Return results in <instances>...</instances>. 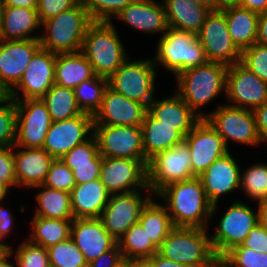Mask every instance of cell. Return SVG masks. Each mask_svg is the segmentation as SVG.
<instances>
[{"label":"cell","instance_id":"6da1fadb","mask_svg":"<svg viewBox=\"0 0 267 267\" xmlns=\"http://www.w3.org/2000/svg\"><path fill=\"white\" fill-rule=\"evenodd\" d=\"M155 197L166 207L174 227L210 229L213 204L199 177L169 184Z\"/></svg>","mask_w":267,"mask_h":267},{"label":"cell","instance_id":"7a4b0ae2","mask_svg":"<svg viewBox=\"0 0 267 267\" xmlns=\"http://www.w3.org/2000/svg\"><path fill=\"white\" fill-rule=\"evenodd\" d=\"M228 66L207 62L179 73L174 81L175 92L202 119L201 110L223 94L226 97ZM216 98V99H215Z\"/></svg>","mask_w":267,"mask_h":267},{"label":"cell","instance_id":"3957f363","mask_svg":"<svg viewBox=\"0 0 267 267\" xmlns=\"http://www.w3.org/2000/svg\"><path fill=\"white\" fill-rule=\"evenodd\" d=\"M114 23L93 21L84 36L81 52L97 76L109 78L130 57Z\"/></svg>","mask_w":267,"mask_h":267},{"label":"cell","instance_id":"277c9868","mask_svg":"<svg viewBox=\"0 0 267 267\" xmlns=\"http://www.w3.org/2000/svg\"><path fill=\"white\" fill-rule=\"evenodd\" d=\"M155 56H151L157 69L163 66L169 74L179 73L208 62L197 34L168 27L156 41Z\"/></svg>","mask_w":267,"mask_h":267},{"label":"cell","instance_id":"5b68a950","mask_svg":"<svg viewBox=\"0 0 267 267\" xmlns=\"http://www.w3.org/2000/svg\"><path fill=\"white\" fill-rule=\"evenodd\" d=\"M92 22L80 1L75 7L42 22L41 48L56 54L81 51L87 28Z\"/></svg>","mask_w":267,"mask_h":267},{"label":"cell","instance_id":"8992f818","mask_svg":"<svg viewBox=\"0 0 267 267\" xmlns=\"http://www.w3.org/2000/svg\"><path fill=\"white\" fill-rule=\"evenodd\" d=\"M131 56L108 78V86L126 98L151 105L155 97L158 69L151 57L130 59Z\"/></svg>","mask_w":267,"mask_h":267},{"label":"cell","instance_id":"52a82bcc","mask_svg":"<svg viewBox=\"0 0 267 267\" xmlns=\"http://www.w3.org/2000/svg\"><path fill=\"white\" fill-rule=\"evenodd\" d=\"M241 198L231 202L220 214L212 234L209 229L210 241L215 255L224 256L237 245H241L247 238L250 230L259 223L257 203L252 206Z\"/></svg>","mask_w":267,"mask_h":267},{"label":"cell","instance_id":"ba28073f","mask_svg":"<svg viewBox=\"0 0 267 267\" xmlns=\"http://www.w3.org/2000/svg\"><path fill=\"white\" fill-rule=\"evenodd\" d=\"M220 104H217L216 109L205 111L204 119L223 138L226 147L230 150V143H235L259 148L262 141L253 110L235 107L225 102Z\"/></svg>","mask_w":267,"mask_h":267},{"label":"cell","instance_id":"9c48e42d","mask_svg":"<svg viewBox=\"0 0 267 267\" xmlns=\"http://www.w3.org/2000/svg\"><path fill=\"white\" fill-rule=\"evenodd\" d=\"M159 255L190 267H200L214 256L209 229L175 227L158 247Z\"/></svg>","mask_w":267,"mask_h":267},{"label":"cell","instance_id":"30bf717a","mask_svg":"<svg viewBox=\"0 0 267 267\" xmlns=\"http://www.w3.org/2000/svg\"><path fill=\"white\" fill-rule=\"evenodd\" d=\"M191 154L185 140L151 158L147 165V182L156 195L175 182L193 178Z\"/></svg>","mask_w":267,"mask_h":267},{"label":"cell","instance_id":"8fae6325","mask_svg":"<svg viewBox=\"0 0 267 267\" xmlns=\"http://www.w3.org/2000/svg\"><path fill=\"white\" fill-rule=\"evenodd\" d=\"M154 196L151 189L111 194L99 217L103 227L118 241L133 224L139 221L143 208Z\"/></svg>","mask_w":267,"mask_h":267},{"label":"cell","instance_id":"7c38bea8","mask_svg":"<svg viewBox=\"0 0 267 267\" xmlns=\"http://www.w3.org/2000/svg\"><path fill=\"white\" fill-rule=\"evenodd\" d=\"M197 37L209 62L230 66L241 60V51L230 37L222 9L210 11Z\"/></svg>","mask_w":267,"mask_h":267},{"label":"cell","instance_id":"4fadbf2b","mask_svg":"<svg viewBox=\"0 0 267 267\" xmlns=\"http://www.w3.org/2000/svg\"><path fill=\"white\" fill-rule=\"evenodd\" d=\"M15 146L42 148L52 124L46 104L41 99L15 100Z\"/></svg>","mask_w":267,"mask_h":267},{"label":"cell","instance_id":"5bb4252c","mask_svg":"<svg viewBox=\"0 0 267 267\" xmlns=\"http://www.w3.org/2000/svg\"><path fill=\"white\" fill-rule=\"evenodd\" d=\"M231 150L214 161L200 176L208 200L213 204L211 222L218 213L219 202L225 195L240 190L241 166ZM218 207V208H217Z\"/></svg>","mask_w":267,"mask_h":267},{"label":"cell","instance_id":"9a60e30c","mask_svg":"<svg viewBox=\"0 0 267 267\" xmlns=\"http://www.w3.org/2000/svg\"><path fill=\"white\" fill-rule=\"evenodd\" d=\"M93 135L104 157L147 160L141 126L93 125Z\"/></svg>","mask_w":267,"mask_h":267},{"label":"cell","instance_id":"2e32d148","mask_svg":"<svg viewBox=\"0 0 267 267\" xmlns=\"http://www.w3.org/2000/svg\"><path fill=\"white\" fill-rule=\"evenodd\" d=\"M148 162L103 156L99 179L110 194L150 189L147 182Z\"/></svg>","mask_w":267,"mask_h":267},{"label":"cell","instance_id":"e0dca14e","mask_svg":"<svg viewBox=\"0 0 267 267\" xmlns=\"http://www.w3.org/2000/svg\"><path fill=\"white\" fill-rule=\"evenodd\" d=\"M55 61L56 53L40 48L10 96L14 100L41 99L55 84Z\"/></svg>","mask_w":267,"mask_h":267},{"label":"cell","instance_id":"ac0fdd59","mask_svg":"<svg viewBox=\"0 0 267 267\" xmlns=\"http://www.w3.org/2000/svg\"><path fill=\"white\" fill-rule=\"evenodd\" d=\"M224 100L229 105L253 110L267 102V82L239 61L228 66Z\"/></svg>","mask_w":267,"mask_h":267},{"label":"cell","instance_id":"d6986e66","mask_svg":"<svg viewBox=\"0 0 267 267\" xmlns=\"http://www.w3.org/2000/svg\"><path fill=\"white\" fill-rule=\"evenodd\" d=\"M93 135V116L82 113L62 121H52L42 148L54 159H61L73 147Z\"/></svg>","mask_w":267,"mask_h":267},{"label":"cell","instance_id":"ffe728a7","mask_svg":"<svg viewBox=\"0 0 267 267\" xmlns=\"http://www.w3.org/2000/svg\"><path fill=\"white\" fill-rule=\"evenodd\" d=\"M184 140L190 150L194 177H199L214 161L230 151L205 119H201Z\"/></svg>","mask_w":267,"mask_h":267},{"label":"cell","instance_id":"44dd1931","mask_svg":"<svg viewBox=\"0 0 267 267\" xmlns=\"http://www.w3.org/2000/svg\"><path fill=\"white\" fill-rule=\"evenodd\" d=\"M147 112V106L126 98L108 86L101 106L93 116V125L141 126Z\"/></svg>","mask_w":267,"mask_h":267},{"label":"cell","instance_id":"7402d4cb","mask_svg":"<svg viewBox=\"0 0 267 267\" xmlns=\"http://www.w3.org/2000/svg\"><path fill=\"white\" fill-rule=\"evenodd\" d=\"M40 48V40H0V82L9 92L18 84Z\"/></svg>","mask_w":267,"mask_h":267},{"label":"cell","instance_id":"603a6c76","mask_svg":"<svg viewBox=\"0 0 267 267\" xmlns=\"http://www.w3.org/2000/svg\"><path fill=\"white\" fill-rule=\"evenodd\" d=\"M114 20L123 22L132 30L144 34H164L168 29L165 8L162 1L157 0H134Z\"/></svg>","mask_w":267,"mask_h":267},{"label":"cell","instance_id":"cb8c5ba5","mask_svg":"<svg viewBox=\"0 0 267 267\" xmlns=\"http://www.w3.org/2000/svg\"><path fill=\"white\" fill-rule=\"evenodd\" d=\"M70 237L87 263L113 249L118 243L103 227L99 218H74Z\"/></svg>","mask_w":267,"mask_h":267},{"label":"cell","instance_id":"d4e9b609","mask_svg":"<svg viewBox=\"0 0 267 267\" xmlns=\"http://www.w3.org/2000/svg\"><path fill=\"white\" fill-rule=\"evenodd\" d=\"M13 148L17 189L43 185L54 158L43 148Z\"/></svg>","mask_w":267,"mask_h":267},{"label":"cell","instance_id":"484cf974","mask_svg":"<svg viewBox=\"0 0 267 267\" xmlns=\"http://www.w3.org/2000/svg\"><path fill=\"white\" fill-rule=\"evenodd\" d=\"M148 113L162 124L173 126L185 137L200 121V118L174 91L169 96L158 100L148 106Z\"/></svg>","mask_w":267,"mask_h":267},{"label":"cell","instance_id":"4316f807","mask_svg":"<svg viewBox=\"0 0 267 267\" xmlns=\"http://www.w3.org/2000/svg\"><path fill=\"white\" fill-rule=\"evenodd\" d=\"M41 25L37 9L5 6L0 24V40H39L41 34L37 31L41 32Z\"/></svg>","mask_w":267,"mask_h":267},{"label":"cell","instance_id":"83f0119b","mask_svg":"<svg viewBox=\"0 0 267 267\" xmlns=\"http://www.w3.org/2000/svg\"><path fill=\"white\" fill-rule=\"evenodd\" d=\"M110 195L100 179L76 184L70 192L74 218H99Z\"/></svg>","mask_w":267,"mask_h":267},{"label":"cell","instance_id":"f1b7e54d","mask_svg":"<svg viewBox=\"0 0 267 267\" xmlns=\"http://www.w3.org/2000/svg\"><path fill=\"white\" fill-rule=\"evenodd\" d=\"M225 13L230 37L242 52L256 43L259 13L239 5L222 9Z\"/></svg>","mask_w":267,"mask_h":267},{"label":"cell","instance_id":"f546056e","mask_svg":"<svg viewBox=\"0 0 267 267\" xmlns=\"http://www.w3.org/2000/svg\"><path fill=\"white\" fill-rule=\"evenodd\" d=\"M96 76L92 65L81 51L56 54V85L74 89L83 81Z\"/></svg>","mask_w":267,"mask_h":267},{"label":"cell","instance_id":"4dcf8cb0","mask_svg":"<svg viewBox=\"0 0 267 267\" xmlns=\"http://www.w3.org/2000/svg\"><path fill=\"white\" fill-rule=\"evenodd\" d=\"M168 27L197 34L205 23L210 9L188 0H162Z\"/></svg>","mask_w":267,"mask_h":267},{"label":"cell","instance_id":"1f68e13d","mask_svg":"<svg viewBox=\"0 0 267 267\" xmlns=\"http://www.w3.org/2000/svg\"><path fill=\"white\" fill-rule=\"evenodd\" d=\"M145 158L149 161L156 154L181 143L184 137L173 128L162 124L148 112L141 125Z\"/></svg>","mask_w":267,"mask_h":267},{"label":"cell","instance_id":"d6a6232c","mask_svg":"<svg viewBox=\"0 0 267 267\" xmlns=\"http://www.w3.org/2000/svg\"><path fill=\"white\" fill-rule=\"evenodd\" d=\"M35 192V207L33 216H41L51 219H74L71 207L70 193L53 189L44 185L31 188Z\"/></svg>","mask_w":267,"mask_h":267},{"label":"cell","instance_id":"836d02e7","mask_svg":"<svg viewBox=\"0 0 267 267\" xmlns=\"http://www.w3.org/2000/svg\"><path fill=\"white\" fill-rule=\"evenodd\" d=\"M73 219H51L41 216H33L29 221L30 232L26 235L32 243L49 248L59 242L70 238Z\"/></svg>","mask_w":267,"mask_h":267},{"label":"cell","instance_id":"e575fe53","mask_svg":"<svg viewBox=\"0 0 267 267\" xmlns=\"http://www.w3.org/2000/svg\"><path fill=\"white\" fill-rule=\"evenodd\" d=\"M138 222L157 247L160 246L167 235L175 228L166 207L159 202L157 197H153L146 204Z\"/></svg>","mask_w":267,"mask_h":267},{"label":"cell","instance_id":"d590c367","mask_svg":"<svg viewBox=\"0 0 267 267\" xmlns=\"http://www.w3.org/2000/svg\"><path fill=\"white\" fill-rule=\"evenodd\" d=\"M41 100L46 104L52 121H62L82 114L72 88L54 84Z\"/></svg>","mask_w":267,"mask_h":267},{"label":"cell","instance_id":"8d00e7d4","mask_svg":"<svg viewBox=\"0 0 267 267\" xmlns=\"http://www.w3.org/2000/svg\"><path fill=\"white\" fill-rule=\"evenodd\" d=\"M117 243L124 260L149 258L158 252V247L139 222L133 224Z\"/></svg>","mask_w":267,"mask_h":267},{"label":"cell","instance_id":"74e56055","mask_svg":"<svg viewBox=\"0 0 267 267\" xmlns=\"http://www.w3.org/2000/svg\"><path fill=\"white\" fill-rule=\"evenodd\" d=\"M240 191L247 201L257 203L267 198V163L254 162L241 169Z\"/></svg>","mask_w":267,"mask_h":267},{"label":"cell","instance_id":"f35d334b","mask_svg":"<svg viewBox=\"0 0 267 267\" xmlns=\"http://www.w3.org/2000/svg\"><path fill=\"white\" fill-rule=\"evenodd\" d=\"M108 87V78L96 76L83 81L74 88L75 98L82 113L92 116L99 110L104 92Z\"/></svg>","mask_w":267,"mask_h":267},{"label":"cell","instance_id":"ab89813d","mask_svg":"<svg viewBox=\"0 0 267 267\" xmlns=\"http://www.w3.org/2000/svg\"><path fill=\"white\" fill-rule=\"evenodd\" d=\"M14 248L12 244L10 252L14 256L17 267H51L48 257L47 249L41 245L32 243L25 238L23 241L19 240Z\"/></svg>","mask_w":267,"mask_h":267},{"label":"cell","instance_id":"60d3db41","mask_svg":"<svg viewBox=\"0 0 267 267\" xmlns=\"http://www.w3.org/2000/svg\"><path fill=\"white\" fill-rule=\"evenodd\" d=\"M51 267H86L87 262L72 238L47 248Z\"/></svg>","mask_w":267,"mask_h":267},{"label":"cell","instance_id":"b9f144b4","mask_svg":"<svg viewBox=\"0 0 267 267\" xmlns=\"http://www.w3.org/2000/svg\"><path fill=\"white\" fill-rule=\"evenodd\" d=\"M134 0H81L93 21L112 19Z\"/></svg>","mask_w":267,"mask_h":267},{"label":"cell","instance_id":"7bdbcfd3","mask_svg":"<svg viewBox=\"0 0 267 267\" xmlns=\"http://www.w3.org/2000/svg\"><path fill=\"white\" fill-rule=\"evenodd\" d=\"M43 185L70 193L76 185L72 169L62 159H54Z\"/></svg>","mask_w":267,"mask_h":267},{"label":"cell","instance_id":"ee69618b","mask_svg":"<svg viewBox=\"0 0 267 267\" xmlns=\"http://www.w3.org/2000/svg\"><path fill=\"white\" fill-rule=\"evenodd\" d=\"M16 103L10 96L0 104V147L15 143Z\"/></svg>","mask_w":267,"mask_h":267},{"label":"cell","instance_id":"f6af8a7d","mask_svg":"<svg viewBox=\"0 0 267 267\" xmlns=\"http://www.w3.org/2000/svg\"><path fill=\"white\" fill-rule=\"evenodd\" d=\"M240 62L259 79L267 82V46L255 43L241 52Z\"/></svg>","mask_w":267,"mask_h":267},{"label":"cell","instance_id":"bcb514c9","mask_svg":"<svg viewBox=\"0 0 267 267\" xmlns=\"http://www.w3.org/2000/svg\"><path fill=\"white\" fill-rule=\"evenodd\" d=\"M224 257L231 267H267V253L237 245L228 251Z\"/></svg>","mask_w":267,"mask_h":267},{"label":"cell","instance_id":"7dc6e473","mask_svg":"<svg viewBox=\"0 0 267 267\" xmlns=\"http://www.w3.org/2000/svg\"><path fill=\"white\" fill-rule=\"evenodd\" d=\"M98 153V143L96 137L92 135L84 143L73 147L61 159L65 164L90 163Z\"/></svg>","mask_w":267,"mask_h":267},{"label":"cell","instance_id":"c3c4849f","mask_svg":"<svg viewBox=\"0 0 267 267\" xmlns=\"http://www.w3.org/2000/svg\"><path fill=\"white\" fill-rule=\"evenodd\" d=\"M103 156L98 153L90 163L66 164L72 169L75 183L84 184L99 179Z\"/></svg>","mask_w":267,"mask_h":267},{"label":"cell","instance_id":"681fc988","mask_svg":"<svg viewBox=\"0 0 267 267\" xmlns=\"http://www.w3.org/2000/svg\"><path fill=\"white\" fill-rule=\"evenodd\" d=\"M0 182L11 191L17 188L13 146L0 147Z\"/></svg>","mask_w":267,"mask_h":267},{"label":"cell","instance_id":"f907efd6","mask_svg":"<svg viewBox=\"0 0 267 267\" xmlns=\"http://www.w3.org/2000/svg\"><path fill=\"white\" fill-rule=\"evenodd\" d=\"M81 0H38L37 12L41 23L75 7Z\"/></svg>","mask_w":267,"mask_h":267},{"label":"cell","instance_id":"816d5d0a","mask_svg":"<svg viewBox=\"0 0 267 267\" xmlns=\"http://www.w3.org/2000/svg\"><path fill=\"white\" fill-rule=\"evenodd\" d=\"M242 245L260 253H267V229L258 223L250 230Z\"/></svg>","mask_w":267,"mask_h":267},{"label":"cell","instance_id":"f5cc1de1","mask_svg":"<svg viewBox=\"0 0 267 267\" xmlns=\"http://www.w3.org/2000/svg\"><path fill=\"white\" fill-rule=\"evenodd\" d=\"M124 261L120 247L117 244L113 249L88 263L86 267H118Z\"/></svg>","mask_w":267,"mask_h":267},{"label":"cell","instance_id":"db71d44e","mask_svg":"<svg viewBox=\"0 0 267 267\" xmlns=\"http://www.w3.org/2000/svg\"><path fill=\"white\" fill-rule=\"evenodd\" d=\"M6 202L0 203V236L5 241L8 240L9 234H12L18 227H15L14 215L10 207H6ZM10 208V209H9ZM15 227V228H14Z\"/></svg>","mask_w":267,"mask_h":267},{"label":"cell","instance_id":"11a10c76","mask_svg":"<svg viewBox=\"0 0 267 267\" xmlns=\"http://www.w3.org/2000/svg\"><path fill=\"white\" fill-rule=\"evenodd\" d=\"M260 139L267 147V102L253 109Z\"/></svg>","mask_w":267,"mask_h":267},{"label":"cell","instance_id":"9f6ffc18","mask_svg":"<svg viewBox=\"0 0 267 267\" xmlns=\"http://www.w3.org/2000/svg\"><path fill=\"white\" fill-rule=\"evenodd\" d=\"M256 42L267 46V12L259 14Z\"/></svg>","mask_w":267,"mask_h":267},{"label":"cell","instance_id":"6f0895ef","mask_svg":"<svg viewBox=\"0 0 267 267\" xmlns=\"http://www.w3.org/2000/svg\"><path fill=\"white\" fill-rule=\"evenodd\" d=\"M239 6L259 14L267 12V0H240Z\"/></svg>","mask_w":267,"mask_h":267},{"label":"cell","instance_id":"680465c9","mask_svg":"<svg viewBox=\"0 0 267 267\" xmlns=\"http://www.w3.org/2000/svg\"><path fill=\"white\" fill-rule=\"evenodd\" d=\"M148 259L151 261L153 267H190L188 265L166 259L158 253H155L152 257H149Z\"/></svg>","mask_w":267,"mask_h":267},{"label":"cell","instance_id":"91938a15","mask_svg":"<svg viewBox=\"0 0 267 267\" xmlns=\"http://www.w3.org/2000/svg\"><path fill=\"white\" fill-rule=\"evenodd\" d=\"M5 6L37 9L38 0H3Z\"/></svg>","mask_w":267,"mask_h":267},{"label":"cell","instance_id":"94428289","mask_svg":"<svg viewBox=\"0 0 267 267\" xmlns=\"http://www.w3.org/2000/svg\"><path fill=\"white\" fill-rule=\"evenodd\" d=\"M257 208L259 224L267 229V198L257 202Z\"/></svg>","mask_w":267,"mask_h":267},{"label":"cell","instance_id":"6125c7cd","mask_svg":"<svg viewBox=\"0 0 267 267\" xmlns=\"http://www.w3.org/2000/svg\"><path fill=\"white\" fill-rule=\"evenodd\" d=\"M200 267H231L224 256L215 255L208 263Z\"/></svg>","mask_w":267,"mask_h":267},{"label":"cell","instance_id":"be15d7a7","mask_svg":"<svg viewBox=\"0 0 267 267\" xmlns=\"http://www.w3.org/2000/svg\"><path fill=\"white\" fill-rule=\"evenodd\" d=\"M0 267H17L16 260L10 251H5L0 256Z\"/></svg>","mask_w":267,"mask_h":267},{"label":"cell","instance_id":"e7e4bbea","mask_svg":"<svg viewBox=\"0 0 267 267\" xmlns=\"http://www.w3.org/2000/svg\"><path fill=\"white\" fill-rule=\"evenodd\" d=\"M130 267H153V265L148 258L130 259Z\"/></svg>","mask_w":267,"mask_h":267},{"label":"cell","instance_id":"03108f58","mask_svg":"<svg viewBox=\"0 0 267 267\" xmlns=\"http://www.w3.org/2000/svg\"><path fill=\"white\" fill-rule=\"evenodd\" d=\"M240 0H215L216 10L239 5Z\"/></svg>","mask_w":267,"mask_h":267},{"label":"cell","instance_id":"003e7915","mask_svg":"<svg viewBox=\"0 0 267 267\" xmlns=\"http://www.w3.org/2000/svg\"><path fill=\"white\" fill-rule=\"evenodd\" d=\"M194 4L208 8L211 11L216 10L215 0H188Z\"/></svg>","mask_w":267,"mask_h":267},{"label":"cell","instance_id":"a7ac6f4b","mask_svg":"<svg viewBox=\"0 0 267 267\" xmlns=\"http://www.w3.org/2000/svg\"><path fill=\"white\" fill-rule=\"evenodd\" d=\"M12 192L5 184L0 182V203H3L7 199L8 203V194H11Z\"/></svg>","mask_w":267,"mask_h":267},{"label":"cell","instance_id":"89a4df30","mask_svg":"<svg viewBox=\"0 0 267 267\" xmlns=\"http://www.w3.org/2000/svg\"><path fill=\"white\" fill-rule=\"evenodd\" d=\"M10 97L9 90L0 82V104Z\"/></svg>","mask_w":267,"mask_h":267},{"label":"cell","instance_id":"2644e50d","mask_svg":"<svg viewBox=\"0 0 267 267\" xmlns=\"http://www.w3.org/2000/svg\"><path fill=\"white\" fill-rule=\"evenodd\" d=\"M11 244L4 241L0 236V248L5 251H10Z\"/></svg>","mask_w":267,"mask_h":267},{"label":"cell","instance_id":"8c879c8a","mask_svg":"<svg viewBox=\"0 0 267 267\" xmlns=\"http://www.w3.org/2000/svg\"><path fill=\"white\" fill-rule=\"evenodd\" d=\"M4 7H5V5H4L3 0H0V24L2 21V17H3Z\"/></svg>","mask_w":267,"mask_h":267},{"label":"cell","instance_id":"753ad0ef","mask_svg":"<svg viewBox=\"0 0 267 267\" xmlns=\"http://www.w3.org/2000/svg\"><path fill=\"white\" fill-rule=\"evenodd\" d=\"M118 267H130V259L129 260H125Z\"/></svg>","mask_w":267,"mask_h":267},{"label":"cell","instance_id":"34e18365","mask_svg":"<svg viewBox=\"0 0 267 267\" xmlns=\"http://www.w3.org/2000/svg\"><path fill=\"white\" fill-rule=\"evenodd\" d=\"M4 253V251L0 248V256Z\"/></svg>","mask_w":267,"mask_h":267}]
</instances>
